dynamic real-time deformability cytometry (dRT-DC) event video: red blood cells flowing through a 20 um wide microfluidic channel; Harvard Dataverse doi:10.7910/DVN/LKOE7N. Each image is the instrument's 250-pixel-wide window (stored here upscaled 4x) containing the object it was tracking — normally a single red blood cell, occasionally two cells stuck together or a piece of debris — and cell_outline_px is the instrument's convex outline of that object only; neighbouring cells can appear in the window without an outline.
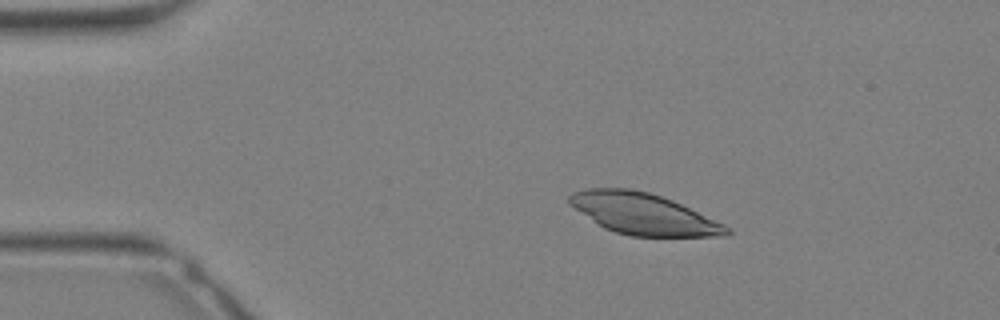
{"species": "Egyptian fruit bat (a non-hibernating species)", "species_latin": "Rousettus aegyptiacus", "temperature_condition": "warm", "stored_images_in_passage": 10, "camera_frame_rate_fps": 3000, "um_per_image_px": 0.085, "animal": {"sex": "female"}, "frame": {"image": 1, "passage_image": 6, "time_ms": 1.667, "image_size_px": [1000, 320], "cell_outline_px": [[732, 232], [724, 236], [632, 236], [616, 232], [604, 228], [568, 204], [568, 196], [572, 192], [588, 188], [632, 188], [648, 192], [672, 200], [724, 224], [732, 228]], "centroid_in_image_um": [54.67, 18.17], "position_along_channel_um": 30.3, "area_um2": 37.57}}